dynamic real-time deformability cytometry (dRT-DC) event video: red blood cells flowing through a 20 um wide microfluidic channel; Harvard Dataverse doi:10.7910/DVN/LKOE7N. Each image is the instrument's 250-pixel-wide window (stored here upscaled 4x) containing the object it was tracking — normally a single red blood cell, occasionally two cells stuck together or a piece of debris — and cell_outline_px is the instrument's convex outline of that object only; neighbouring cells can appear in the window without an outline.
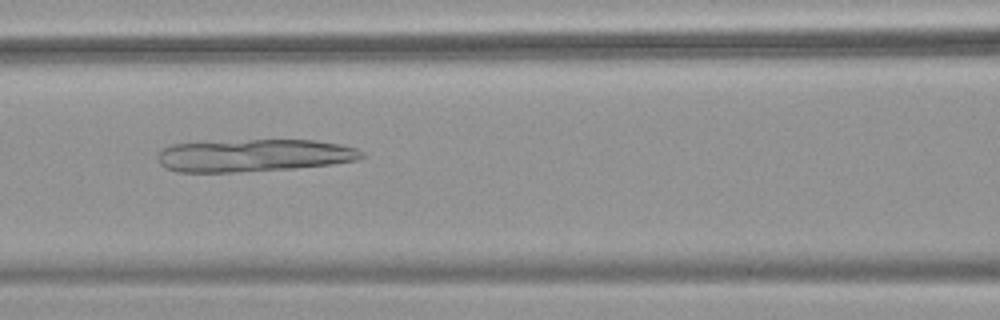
{"species": "common noctule bat (a hibernating species)", "species_latin": "Nyctalus noctula", "temperature_condition": "warm", "stored_images_in_passage": 54, "camera_frame_rate_fps": 3000, "um_per_image_px": 0.085, "animal": {"sex": "female", "body_mass_g": 18.4}, "frame": {"image": 1, "passage_image": 24, "time_ms": 7.667, "image_size_px": [1000, 320], "cell_outline_px": [[368, 156], [360, 160], [332, 164], [292, 168], [232, 172], [176, 172], [164, 168], [160, 164], [156, 156], [164, 148], [172, 144], [248, 140], [316, 140], [340, 144], [356, 148], [364, 152]], "centroid_in_image_um": [21.63, 13.21], "position_along_channel_um": 145.0, "area_um2": 38.73}}
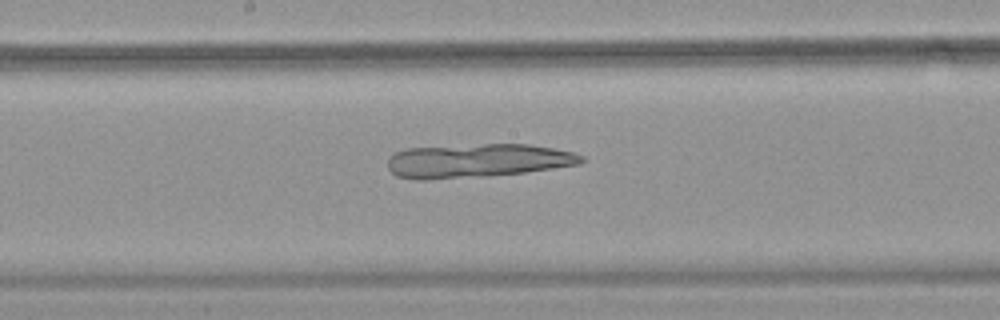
{"frame": {"image": 2, "passage_image": 29, "time_ms": 9.333, "image_size_px": [1000, 320], "cell_outline_px": [[584, 160], [580, 164], [524, 172], [484, 176], [428, 180], [416, 180], [396, 176], [388, 168], [388, 156], [396, 152], [408, 148], [484, 144], [528, 144], [552, 148], [572, 152], [584, 156]], "centroid_in_image_um": [40.54, 13.66], "position_along_channel_um": 207.7, "area_um2": 38.03}}
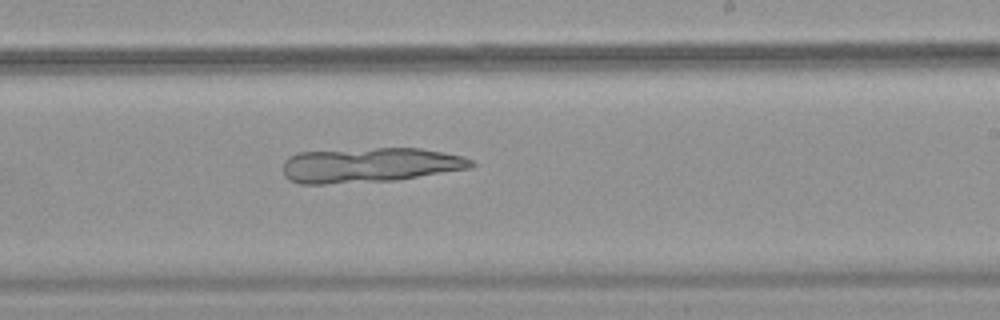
{"frame": {"image": 3, "passage_image": 33, "time_ms": 10.667, "image_size_px": [1000, 320], "cell_outline_px": [[476, 164], [468, 168], [396, 180], [324, 184], [300, 184], [288, 180], [284, 176], [284, 160], [288, 156], [296, 152], [376, 148], [420, 148], [464, 156], [472, 160]], "centroid_in_image_um": [31.37, 14.03], "position_along_channel_um": 257.6, "area_um2": 38.26}}